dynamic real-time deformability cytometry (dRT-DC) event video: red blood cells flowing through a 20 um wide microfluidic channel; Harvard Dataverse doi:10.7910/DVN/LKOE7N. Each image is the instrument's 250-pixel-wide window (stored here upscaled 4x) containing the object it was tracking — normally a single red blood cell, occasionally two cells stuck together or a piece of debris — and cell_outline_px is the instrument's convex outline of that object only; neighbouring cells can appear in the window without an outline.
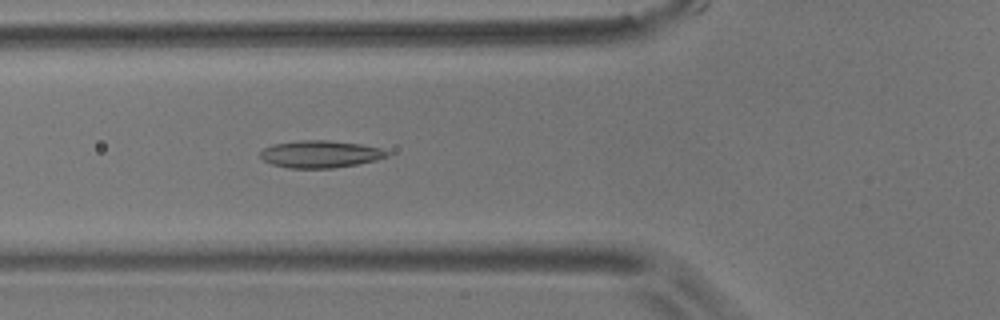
{"species": "common noctule bat (a hibernating species)", "species_latin": "Nyctalus noctula", "temperature_condition": "room temperature", "stored_images_in_passage": 53, "camera_frame_rate_fps": 3000, "um_per_image_px": 0.085, "animal": {"sex": "male", "body_mass_g": 17.9}, "frame": {"image": 1, "passage_image": 20, "time_ms": 6.333, "image_size_px": [1000, 320], "cell_outline_px": [[388, 156], [376, 160], [356, 164], [332, 168], [288, 168], [272, 164], [264, 160], [260, 156], [260, 152], [264, 148], [272, 144], [300, 140], [328, 140], [360, 144], [380, 148], [388, 152]], "centroid_in_image_um": [27.2, 13.09], "position_along_channel_um": 98.6, "area_um2": 20.0}}
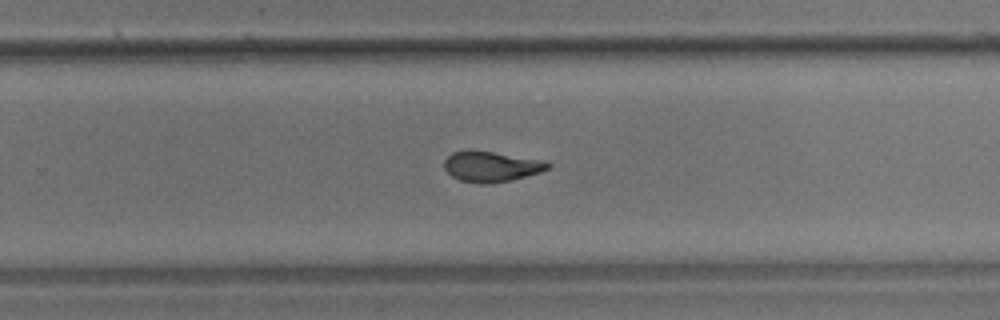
{"frame": {"image": 2, "passage_image": 36, "time_ms": 11.667, "image_size_px": [1000, 320], "cell_outline_px": [[552, 168], [540, 172], [512, 180], [488, 184], [480, 184], [460, 180], [452, 176], [444, 168], [444, 160], [452, 152], [492, 152], [548, 160], [552, 164]], "centroid_in_image_um": [41.84, 14.18], "position_along_channel_um": 288.0, "area_um2": 18.32}}
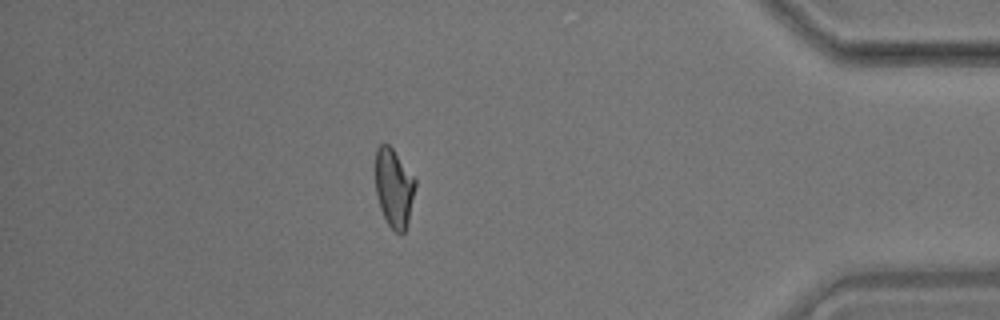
{"frame": {"image": 3, "passage_image": 49, "time_ms": 16.0, "image_size_px": [1000, 320], "cell_outline_px": [[416, 184], [408, 224], [404, 232], [400, 236], [388, 224], [380, 208], [376, 192], [376, 148], [380, 144], [388, 144], [392, 148], [416, 180]], "centroid_in_image_um": [33.49, 16.0], "position_along_channel_um": 401.7, "area_um2": 18.15}, "authors_computed_cell_mechanics": {"area_um2": 19.1896, "velocity_mm_per_s": 3.5555, "shape_relaxation_time_tau1_ms": null, "shape_relaxation_time_tau2_ms": 2.2379, "deformation_change_tau1": null, "deformation_change_tau2": 0.0893}}